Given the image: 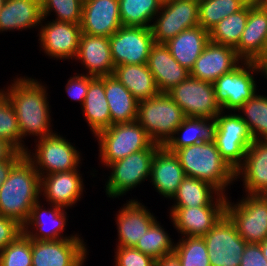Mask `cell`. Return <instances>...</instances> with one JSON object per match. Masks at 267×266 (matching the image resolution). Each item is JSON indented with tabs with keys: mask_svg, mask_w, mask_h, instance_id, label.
I'll return each mask as SVG.
<instances>
[{
	"mask_svg": "<svg viewBox=\"0 0 267 266\" xmlns=\"http://www.w3.org/2000/svg\"><path fill=\"white\" fill-rule=\"evenodd\" d=\"M113 76L138 100H146L160 93L147 64L118 65Z\"/></svg>",
	"mask_w": 267,
	"mask_h": 266,
	"instance_id": "obj_33",
	"label": "cell"
},
{
	"mask_svg": "<svg viewBox=\"0 0 267 266\" xmlns=\"http://www.w3.org/2000/svg\"><path fill=\"white\" fill-rule=\"evenodd\" d=\"M155 266H181L179 259L174 255H167L156 260Z\"/></svg>",
	"mask_w": 267,
	"mask_h": 266,
	"instance_id": "obj_50",
	"label": "cell"
},
{
	"mask_svg": "<svg viewBox=\"0 0 267 266\" xmlns=\"http://www.w3.org/2000/svg\"><path fill=\"white\" fill-rule=\"evenodd\" d=\"M187 117L167 92L138 102L136 121L151 140L164 146Z\"/></svg>",
	"mask_w": 267,
	"mask_h": 266,
	"instance_id": "obj_4",
	"label": "cell"
},
{
	"mask_svg": "<svg viewBox=\"0 0 267 266\" xmlns=\"http://www.w3.org/2000/svg\"><path fill=\"white\" fill-rule=\"evenodd\" d=\"M244 113L240 117L248 125L254 139L267 140V96L257 93L239 109Z\"/></svg>",
	"mask_w": 267,
	"mask_h": 266,
	"instance_id": "obj_38",
	"label": "cell"
},
{
	"mask_svg": "<svg viewBox=\"0 0 267 266\" xmlns=\"http://www.w3.org/2000/svg\"><path fill=\"white\" fill-rule=\"evenodd\" d=\"M248 19V4L236 13L223 18L209 31L213 43L236 48Z\"/></svg>",
	"mask_w": 267,
	"mask_h": 266,
	"instance_id": "obj_36",
	"label": "cell"
},
{
	"mask_svg": "<svg viewBox=\"0 0 267 266\" xmlns=\"http://www.w3.org/2000/svg\"><path fill=\"white\" fill-rule=\"evenodd\" d=\"M75 59L85 66L88 76L104 77L114 73L109 37L81 33Z\"/></svg>",
	"mask_w": 267,
	"mask_h": 266,
	"instance_id": "obj_22",
	"label": "cell"
},
{
	"mask_svg": "<svg viewBox=\"0 0 267 266\" xmlns=\"http://www.w3.org/2000/svg\"><path fill=\"white\" fill-rule=\"evenodd\" d=\"M241 63L213 83L216 101L222 111L224 109L237 111L257 93L254 77L251 73L260 71L257 62L242 61Z\"/></svg>",
	"mask_w": 267,
	"mask_h": 266,
	"instance_id": "obj_10",
	"label": "cell"
},
{
	"mask_svg": "<svg viewBox=\"0 0 267 266\" xmlns=\"http://www.w3.org/2000/svg\"><path fill=\"white\" fill-rule=\"evenodd\" d=\"M15 151L10 143L0 138V162L7 160Z\"/></svg>",
	"mask_w": 267,
	"mask_h": 266,
	"instance_id": "obj_49",
	"label": "cell"
},
{
	"mask_svg": "<svg viewBox=\"0 0 267 266\" xmlns=\"http://www.w3.org/2000/svg\"><path fill=\"white\" fill-rule=\"evenodd\" d=\"M41 21V0H6L0 10V32L35 27Z\"/></svg>",
	"mask_w": 267,
	"mask_h": 266,
	"instance_id": "obj_28",
	"label": "cell"
},
{
	"mask_svg": "<svg viewBox=\"0 0 267 266\" xmlns=\"http://www.w3.org/2000/svg\"><path fill=\"white\" fill-rule=\"evenodd\" d=\"M79 170L56 172L41 177L40 192H43L48 204L62 208L72 207L84 189Z\"/></svg>",
	"mask_w": 267,
	"mask_h": 266,
	"instance_id": "obj_21",
	"label": "cell"
},
{
	"mask_svg": "<svg viewBox=\"0 0 267 266\" xmlns=\"http://www.w3.org/2000/svg\"><path fill=\"white\" fill-rule=\"evenodd\" d=\"M261 72L267 78V49L264 54L256 61Z\"/></svg>",
	"mask_w": 267,
	"mask_h": 266,
	"instance_id": "obj_51",
	"label": "cell"
},
{
	"mask_svg": "<svg viewBox=\"0 0 267 266\" xmlns=\"http://www.w3.org/2000/svg\"><path fill=\"white\" fill-rule=\"evenodd\" d=\"M240 266H267V259L263 256L259 244L247 243L240 261Z\"/></svg>",
	"mask_w": 267,
	"mask_h": 266,
	"instance_id": "obj_47",
	"label": "cell"
},
{
	"mask_svg": "<svg viewBox=\"0 0 267 266\" xmlns=\"http://www.w3.org/2000/svg\"><path fill=\"white\" fill-rule=\"evenodd\" d=\"M173 254L181 266H211L203 237L188 236L175 245Z\"/></svg>",
	"mask_w": 267,
	"mask_h": 266,
	"instance_id": "obj_40",
	"label": "cell"
},
{
	"mask_svg": "<svg viewBox=\"0 0 267 266\" xmlns=\"http://www.w3.org/2000/svg\"><path fill=\"white\" fill-rule=\"evenodd\" d=\"M80 238L32 239V266H83L87 248Z\"/></svg>",
	"mask_w": 267,
	"mask_h": 266,
	"instance_id": "obj_15",
	"label": "cell"
},
{
	"mask_svg": "<svg viewBox=\"0 0 267 266\" xmlns=\"http://www.w3.org/2000/svg\"><path fill=\"white\" fill-rule=\"evenodd\" d=\"M37 142L35 153L30 155L31 152L27 150L25 155L33 163L40 178L45 174L78 169L81 161L79 151L64 137L52 133Z\"/></svg>",
	"mask_w": 267,
	"mask_h": 266,
	"instance_id": "obj_7",
	"label": "cell"
},
{
	"mask_svg": "<svg viewBox=\"0 0 267 266\" xmlns=\"http://www.w3.org/2000/svg\"><path fill=\"white\" fill-rule=\"evenodd\" d=\"M41 178L24 155L10 170L0 186V215L24 226L33 205L39 201Z\"/></svg>",
	"mask_w": 267,
	"mask_h": 266,
	"instance_id": "obj_2",
	"label": "cell"
},
{
	"mask_svg": "<svg viewBox=\"0 0 267 266\" xmlns=\"http://www.w3.org/2000/svg\"><path fill=\"white\" fill-rule=\"evenodd\" d=\"M210 41L209 31L201 26L186 29L165 43L173 58L188 71Z\"/></svg>",
	"mask_w": 267,
	"mask_h": 266,
	"instance_id": "obj_29",
	"label": "cell"
},
{
	"mask_svg": "<svg viewBox=\"0 0 267 266\" xmlns=\"http://www.w3.org/2000/svg\"><path fill=\"white\" fill-rule=\"evenodd\" d=\"M112 61L115 66L147 64L154 42L151 28L122 26L109 37Z\"/></svg>",
	"mask_w": 267,
	"mask_h": 266,
	"instance_id": "obj_14",
	"label": "cell"
},
{
	"mask_svg": "<svg viewBox=\"0 0 267 266\" xmlns=\"http://www.w3.org/2000/svg\"><path fill=\"white\" fill-rule=\"evenodd\" d=\"M212 126L213 120L187 117L164 146L175 152L179 148L207 141L212 136ZM179 133H182L181 136Z\"/></svg>",
	"mask_w": 267,
	"mask_h": 266,
	"instance_id": "obj_34",
	"label": "cell"
},
{
	"mask_svg": "<svg viewBox=\"0 0 267 266\" xmlns=\"http://www.w3.org/2000/svg\"><path fill=\"white\" fill-rule=\"evenodd\" d=\"M5 1L6 0H0V10H1V7L5 4Z\"/></svg>",
	"mask_w": 267,
	"mask_h": 266,
	"instance_id": "obj_55",
	"label": "cell"
},
{
	"mask_svg": "<svg viewBox=\"0 0 267 266\" xmlns=\"http://www.w3.org/2000/svg\"><path fill=\"white\" fill-rule=\"evenodd\" d=\"M151 24L155 43H166L182 31L199 25V0H166Z\"/></svg>",
	"mask_w": 267,
	"mask_h": 266,
	"instance_id": "obj_12",
	"label": "cell"
},
{
	"mask_svg": "<svg viewBox=\"0 0 267 266\" xmlns=\"http://www.w3.org/2000/svg\"><path fill=\"white\" fill-rule=\"evenodd\" d=\"M0 266H32V239L20 234L0 252Z\"/></svg>",
	"mask_w": 267,
	"mask_h": 266,
	"instance_id": "obj_42",
	"label": "cell"
},
{
	"mask_svg": "<svg viewBox=\"0 0 267 266\" xmlns=\"http://www.w3.org/2000/svg\"><path fill=\"white\" fill-rule=\"evenodd\" d=\"M0 138L21 152L18 119L8 97L0 90Z\"/></svg>",
	"mask_w": 267,
	"mask_h": 266,
	"instance_id": "obj_41",
	"label": "cell"
},
{
	"mask_svg": "<svg viewBox=\"0 0 267 266\" xmlns=\"http://www.w3.org/2000/svg\"><path fill=\"white\" fill-rule=\"evenodd\" d=\"M243 60L236 50L223 44L209 41L190 71L192 78L214 83L225 73L235 69Z\"/></svg>",
	"mask_w": 267,
	"mask_h": 266,
	"instance_id": "obj_17",
	"label": "cell"
},
{
	"mask_svg": "<svg viewBox=\"0 0 267 266\" xmlns=\"http://www.w3.org/2000/svg\"><path fill=\"white\" fill-rule=\"evenodd\" d=\"M135 248L143 254L158 260L173 254L175 243H172L171 238L156 220L144 233V236L140 238Z\"/></svg>",
	"mask_w": 267,
	"mask_h": 266,
	"instance_id": "obj_39",
	"label": "cell"
},
{
	"mask_svg": "<svg viewBox=\"0 0 267 266\" xmlns=\"http://www.w3.org/2000/svg\"><path fill=\"white\" fill-rule=\"evenodd\" d=\"M262 252H263V256L267 259V239H265L262 243H259Z\"/></svg>",
	"mask_w": 267,
	"mask_h": 266,
	"instance_id": "obj_52",
	"label": "cell"
},
{
	"mask_svg": "<svg viewBox=\"0 0 267 266\" xmlns=\"http://www.w3.org/2000/svg\"><path fill=\"white\" fill-rule=\"evenodd\" d=\"M260 197L267 203V189H265L262 193L259 194Z\"/></svg>",
	"mask_w": 267,
	"mask_h": 266,
	"instance_id": "obj_53",
	"label": "cell"
},
{
	"mask_svg": "<svg viewBox=\"0 0 267 266\" xmlns=\"http://www.w3.org/2000/svg\"><path fill=\"white\" fill-rule=\"evenodd\" d=\"M147 65L160 92H167L190 76V71L173 58L164 43L152 45Z\"/></svg>",
	"mask_w": 267,
	"mask_h": 266,
	"instance_id": "obj_27",
	"label": "cell"
},
{
	"mask_svg": "<svg viewBox=\"0 0 267 266\" xmlns=\"http://www.w3.org/2000/svg\"><path fill=\"white\" fill-rule=\"evenodd\" d=\"M20 151H15L7 160L0 162V186L7 179L12 167L24 156Z\"/></svg>",
	"mask_w": 267,
	"mask_h": 266,
	"instance_id": "obj_48",
	"label": "cell"
},
{
	"mask_svg": "<svg viewBox=\"0 0 267 266\" xmlns=\"http://www.w3.org/2000/svg\"><path fill=\"white\" fill-rule=\"evenodd\" d=\"M226 215L247 243L259 244L267 239V203L260 195L247 194L237 204L227 198Z\"/></svg>",
	"mask_w": 267,
	"mask_h": 266,
	"instance_id": "obj_11",
	"label": "cell"
},
{
	"mask_svg": "<svg viewBox=\"0 0 267 266\" xmlns=\"http://www.w3.org/2000/svg\"><path fill=\"white\" fill-rule=\"evenodd\" d=\"M150 177L157 192L172 199L186 175L177 155L159 146L152 159Z\"/></svg>",
	"mask_w": 267,
	"mask_h": 266,
	"instance_id": "obj_24",
	"label": "cell"
},
{
	"mask_svg": "<svg viewBox=\"0 0 267 266\" xmlns=\"http://www.w3.org/2000/svg\"><path fill=\"white\" fill-rule=\"evenodd\" d=\"M223 113L221 111L213 120L211 138L222 158L236 171L242 165L254 138L239 114L222 115Z\"/></svg>",
	"mask_w": 267,
	"mask_h": 266,
	"instance_id": "obj_6",
	"label": "cell"
},
{
	"mask_svg": "<svg viewBox=\"0 0 267 266\" xmlns=\"http://www.w3.org/2000/svg\"><path fill=\"white\" fill-rule=\"evenodd\" d=\"M118 212L116 217L119 239L117 247H135L156 221L155 216L135 200L128 201Z\"/></svg>",
	"mask_w": 267,
	"mask_h": 266,
	"instance_id": "obj_23",
	"label": "cell"
},
{
	"mask_svg": "<svg viewBox=\"0 0 267 266\" xmlns=\"http://www.w3.org/2000/svg\"><path fill=\"white\" fill-rule=\"evenodd\" d=\"M104 89L111 125L136 121L139 101L115 76H104Z\"/></svg>",
	"mask_w": 267,
	"mask_h": 266,
	"instance_id": "obj_31",
	"label": "cell"
},
{
	"mask_svg": "<svg viewBox=\"0 0 267 266\" xmlns=\"http://www.w3.org/2000/svg\"><path fill=\"white\" fill-rule=\"evenodd\" d=\"M115 266H155L156 260L143 254L135 247H118L115 255Z\"/></svg>",
	"mask_w": 267,
	"mask_h": 266,
	"instance_id": "obj_44",
	"label": "cell"
},
{
	"mask_svg": "<svg viewBox=\"0 0 267 266\" xmlns=\"http://www.w3.org/2000/svg\"><path fill=\"white\" fill-rule=\"evenodd\" d=\"M90 76L77 74L71 77L66 84V92L74 101H80L83 106L86 94L88 92Z\"/></svg>",
	"mask_w": 267,
	"mask_h": 266,
	"instance_id": "obj_45",
	"label": "cell"
},
{
	"mask_svg": "<svg viewBox=\"0 0 267 266\" xmlns=\"http://www.w3.org/2000/svg\"><path fill=\"white\" fill-rule=\"evenodd\" d=\"M185 175L206 181L224 193L236 180L235 171L222 158L212 138L199 144L185 146L174 152Z\"/></svg>",
	"mask_w": 267,
	"mask_h": 266,
	"instance_id": "obj_3",
	"label": "cell"
},
{
	"mask_svg": "<svg viewBox=\"0 0 267 266\" xmlns=\"http://www.w3.org/2000/svg\"><path fill=\"white\" fill-rule=\"evenodd\" d=\"M259 2L267 9V0H259Z\"/></svg>",
	"mask_w": 267,
	"mask_h": 266,
	"instance_id": "obj_54",
	"label": "cell"
},
{
	"mask_svg": "<svg viewBox=\"0 0 267 266\" xmlns=\"http://www.w3.org/2000/svg\"><path fill=\"white\" fill-rule=\"evenodd\" d=\"M82 109L92 134L96 135L111 126V114L105 97L104 77L90 76L89 88Z\"/></svg>",
	"mask_w": 267,
	"mask_h": 266,
	"instance_id": "obj_32",
	"label": "cell"
},
{
	"mask_svg": "<svg viewBox=\"0 0 267 266\" xmlns=\"http://www.w3.org/2000/svg\"><path fill=\"white\" fill-rule=\"evenodd\" d=\"M170 218L178 232L203 237L226 214V206L172 207Z\"/></svg>",
	"mask_w": 267,
	"mask_h": 266,
	"instance_id": "obj_20",
	"label": "cell"
},
{
	"mask_svg": "<svg viewBox=\"0 0 267 266\" xmlns=\"http://www.w3.org/2000/svg\"><path fill=\"white\" fill-rule=\"evenodd\" d=\"M22 233V225L11 218L0 215V252Z\"/></svg>",
	"mask_w": 267,
	"mask_h": 266,
	"instance_id": "obj_46",
	"label": "cell"
},
{
	"mask_svg": "<svg viewBox=\"0 0 267 266\" xmlns=\"http://www.w3.org/2000/svg\"><path fill=\"white\" fill-rule=\"evenodd\" d=\"M266 49L267 9L259 1H250L247 23L235 50L243 61L256 62Z\"/></svg>",
	"mask_w": 267,
	"mask_h": 266,
	"instance_id": "obj_16",
	"label": "cell"
},
{
	"mask_svg": "<svg viewBox=\"0 0 267 266\" xmlns=\"http://www.w3.org/2000/svg\"><path fill=\"white\" fill-rule=\"evenodd\" d=\"M235 174L236 179L243 176L245 192L248 194L259 195L267 189V140L252 141Z\"/></svg>",
	"mask_w": 267,
	"mask_h": 266,
	"instance_id": "obj_26",
	"label": "cell"
},
{
	"mask_svg": "<svg viewBox=\"0 0 267 266\" xmlns=\"http://www.w3.org/2000/svg\"><path fill=\"white\" fill-rule=\"evenodd\" d=\"M203 239L211 266H240L247 242L238 234L235 224L226 214Z\"/></svg>",
	"mask_w": 267,
	"mask_h": 266,
	"instance_id": "obj_13",
	"label": "cell"
},
{
	"mask_svg": "<svg viewBox=\"0 0 267 266\" xmlns=\"http://www.w3.org/2000/svg\"><path fill=\"white\" fill-rule=\"evenodd\" d=\"M82 33L110 37L123 25L119 0H83Z\"/></svg>",
	"mask_w": 267,
	"mask_h": 266,
	"instance_id": "obj_18",
	"label": "cell"
},
{
	"mask_svg": "<svg viewBox=\"0 0 267 266\" xmlns=\"http://www.w3.org/2000/svg\"><path fill=\"white\" fill-rule=\"evenodd\" d=\"M167 94L189 118H207L214 120L222 111L216 101L214 84L189 76L173 86Z\"/></svg>",
	"mask_w": 267,
	"mask_h": 266,
	"instance_id": "obj_8",
	"label": "cell"
},
{
	"mask_svg": "<svg viewBox=\"0 0 267 266\" xmlns=\"http://www.w3.org/2000/svg\"><path fill=\"white\" fill-rule=\"evenodd\" d=\"M7 91L2 92L8 97L18 119L21 135V152L26 153L23 138L27 135L44 138L54 133L50 128L49 102L46 88L35 79L17 78Z\"/></svg>",
	"mask_w": 267,
	"mask_h": 266,
	"instance_id": "obj_1",
	"label": "cell"
},
{
	"mask_svg": "<svg viewBox=\"0 0 267 266\" xmlns=\"http://www.w3.org/2000/svg\"><path fill=\"white\" fill-rule=\"evenodd\" d=\"M95 136L99 141L100 159L106 168L110 163L145 150L154 143L137 121L111 125Z\"/></svg>",
	"mask_w": 267,
	"mask_h": 266,
	"instance_id": "obj_5",
	"label": "cell"
},
{
	"mask_svg": "<svg viewBox=\"0 0 267 266\" xmlns=\"http://www.w3.org/2000/svg\"><path fill=\"white\" fill-rule=\"evenodd\" d=\"M159 144L153 143L149 148L132 153L125 158L110 163L111 175L107 180L106 194L111 198L124 195L142 181L150 178L151 164Z\"/></svg>",
	"mask_w": 267,
	"mask_h": 266,
	"instance_id": "obj_9",
	"label": "cell"
},
{
	"mask_svg": "<svg viewBox=\"0 0 267 266\" xmlns=\"http://www.w3.org/2000/svg\"><path fill=\"white\" fill-rule=\"evenodd\" d=\"M250 0H199V26L210 31L223 18L244 8Z\"/></svg>",
	"mask_w": 267,
	"mask_h": 266,
	"instance_id": "obj_37",
	"label": "cell"
},
{
	"mask_svg": "<svg viewBox=\"0 0 267 266\" xmlns=\"http://www.w3.org/2000/svg\"><path fill=\"white\" fill-rule=\"evenodd\" d=\"M162 2V0H119L122 25L150 28L151 21L156 18Z\"/></svg>",
	"mask_w": 267,
	"mask_h": 266,
	"instance_id": "obj_35",
	"label": "cell"
},
{
	"mask_svg": "<svg viewBox=\"0 0 267 266\" xmlns=\"http://www.w3.org/2000/svg\"><path fill=\"white\" fill-rule=\"evenodd\" d=\"M40 26L39 40L48 56L61 60L76 57L82 33L80 24L52 20Z\"/></svg>",
	"mask_w": 267,
	"mask_h": 266,
	"instance_id": "obj_19",
	"label": "cell"
},
{
	"mask_svg": "<svg viewBox=\"0 0 267 266\" xmlns=\"http://www.w3.org/2000/svg\"><path fill=\"white\" fill-rule=\"evenodd\" d=\"M40 201L36 202L31 211L28 220L23 226V233H25L30 239L33 240H59L68 238H79L78 235H71L64 237L61 232L64 231V227L67 223L66 211L64 208L56 205H51L50 209H42ZM52 209V210H51ZM32 225L35 231L31 232L29 226ZM48 225V226H47ZM51 225V226H50ZM50 227V228H49ZM78 236V237H77Z\"/></svg>",
	"mask_w": 267,
	"mask_h": 266,
	"instance_id": "obj_25",
	"label": "cell"
},
{
	"mask_svg": "<svg viewBox=\"0 0 267 266\" xmlns=\"http://www.w3.org/2000/svg\"><path fill=\"white\" fill-rule=\"evenodd\" d=\"M43 19L53 10L55 21L81 24L83 0H41Z\"/></svg>",
	"mask_w": 267,
	"mask_h": 266,
	"instance_id": "obj_43",
	"label": "cell"
},
{
	"mask_svg": "<svg viewBox=\"0 0 267 266\" xmlns=\"http://www.w3.org/2000/svg\"><path fill=\"white\" fill-rule=\"evenodd\" d=\"M213 193L217 198L214 199ZM172 199L176 201L172 207L226 206L227 202V196L210 183L188 176L183 179Z\"/></svg>",
	"mask_w": 267,
	"mask_h": 266,
	"instance_id": "obj_30",
	"label": "cell"
}]
</instances>
